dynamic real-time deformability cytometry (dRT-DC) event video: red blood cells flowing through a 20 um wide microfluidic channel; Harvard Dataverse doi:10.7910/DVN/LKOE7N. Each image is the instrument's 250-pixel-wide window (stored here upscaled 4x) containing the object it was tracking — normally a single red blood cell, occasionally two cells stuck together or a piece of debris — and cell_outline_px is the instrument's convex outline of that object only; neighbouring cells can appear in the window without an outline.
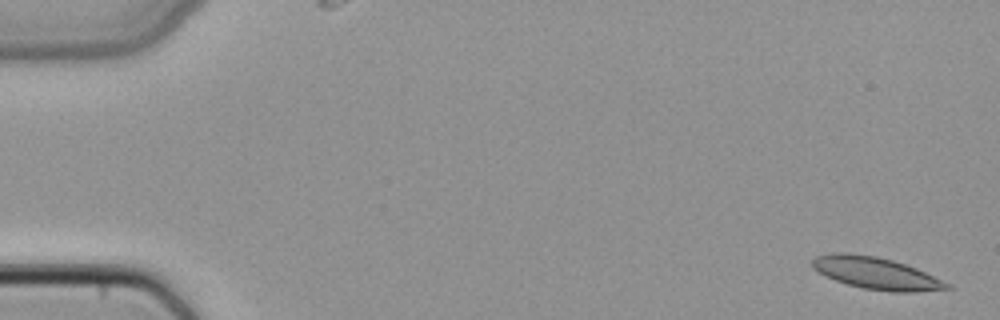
{"species": "common noctule bat (a hibernating species)", "species_latin": "Nyctalus noctula", "temperature_condition": "cold", "stored_images_in_passage": 5, "segment_of_instrument_passage": [1, 2], "camera_frame_rate_fps": 3000, "um_per_image_px": 0.085, "animal": {"sex": "female", "body_mass_g": 22.7, "forearm_length_mm": 54.2}, "frame": {"image": 1, "passage_image": 1, "time_ms": 0.0, "image_size_px": [1000, 320], "cell_outline_px": [[952, 288], [916, 292], [892, 292], [864, 288], [848, 284], [824, 276], [812, 268], [812, 260], [816, 256], [832, 252], [848, 252], [876, 256], [892, 260], [916, 268], [952, 284]], "centroid_in_image_um": [74.45, 23.21], "position_along_channel_um": 10.5, "area_um2": 25.2}}
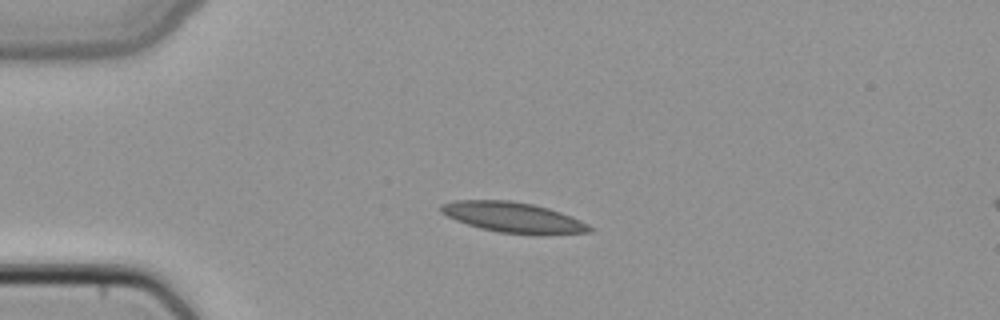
{"frame": {"image": 2, "passage_image": 4, "time_ms": 1.0, "image_size_px": [1000, 320], "cell_outline_px": [[596, 228], [592, 232], [540, 236], [536, 236], [500, 232], [480, 228], [456, 220], [440, 212], [440, 204], [456, 200], [512, 200], [532, 204], [548, 208], [572, 216]], "centroid_in_image_um": [43.7, 18.5], "position_along_channel_um": 41.3, "area_um2": 26.76}}